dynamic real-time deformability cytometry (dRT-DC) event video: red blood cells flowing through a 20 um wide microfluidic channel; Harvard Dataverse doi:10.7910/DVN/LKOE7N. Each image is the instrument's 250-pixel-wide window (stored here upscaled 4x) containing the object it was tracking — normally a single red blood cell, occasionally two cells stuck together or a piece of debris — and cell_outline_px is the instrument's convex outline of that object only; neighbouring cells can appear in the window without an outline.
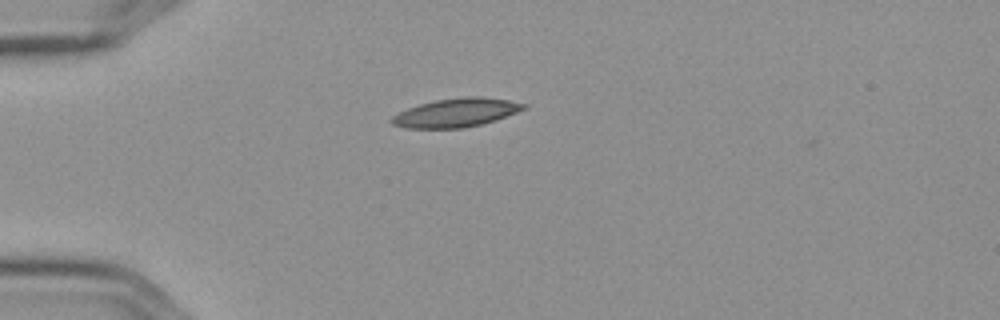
{"species": "Egyptian fruit bat (a non-hibernating species)", "species_latin": "Rousettus aegyptiacus", "temperature_condition": "cold", "stored_images_in_passage": 6, "camera_frame_rate_fps": 3000, "um_per_image_px": 0.085, "frame": {"image": 1, "passage_image": 1, "time_ms": 0.0, "image_size_px": [1000, 320], "cell_outline_px": [[528, 108], [480, 124], [460, 128], [404, 128], [392, 124], [388, 120], [392, 116], [408, 108], [420, 104], [436, 100], [464, 96], [484, 96], [508, 100], [528, 104]], "centroid_in_image_um": [38.75, 9.56], "position_along_channel_um": 46.2, "area_um2": 21.91}}
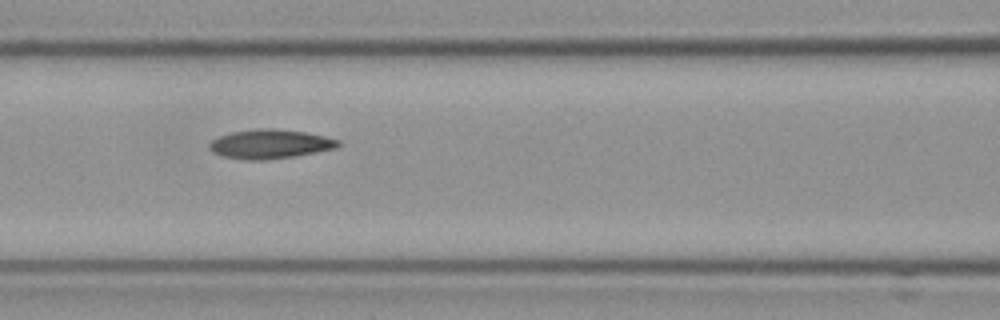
{"frame": {"image": 2, "passage_image": 4, "time_ms": 1.0, "image_size_px": [1000, 320], "cell_outline_px": [[340, 148], [292, 156], [264, 160], [248, 160], [224, 156], [212, 152], [208, 148], [208, 144], [212, 140], [220, 136], [232, 132], [260, 128], [276, 128], [304, 132], [324, 136], [340, 140]], "centroid_in_image_um": [22.97, 12.24], "position_along_channel_um": 143.6, "area_um2": 21.85}}
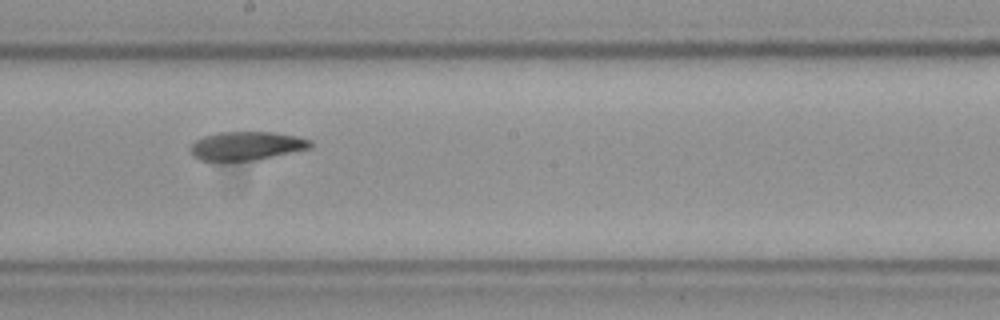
{"frame": {"image": 3, "passage_image": 6, "time_ms": 1.667, "image_size_px": [1000, 320], "cell_outline_px": [[312, 148], [256, 160], [200, 160], [192, 156], [188, 148], [196, 140], [204, 136], [216, 132], [272, 132], [296, 136], [312, 140]], "centroid_in_image_um": [20.95, 12.39], "position_along_channel_um": 227.2, "area_um2": 20.06}}